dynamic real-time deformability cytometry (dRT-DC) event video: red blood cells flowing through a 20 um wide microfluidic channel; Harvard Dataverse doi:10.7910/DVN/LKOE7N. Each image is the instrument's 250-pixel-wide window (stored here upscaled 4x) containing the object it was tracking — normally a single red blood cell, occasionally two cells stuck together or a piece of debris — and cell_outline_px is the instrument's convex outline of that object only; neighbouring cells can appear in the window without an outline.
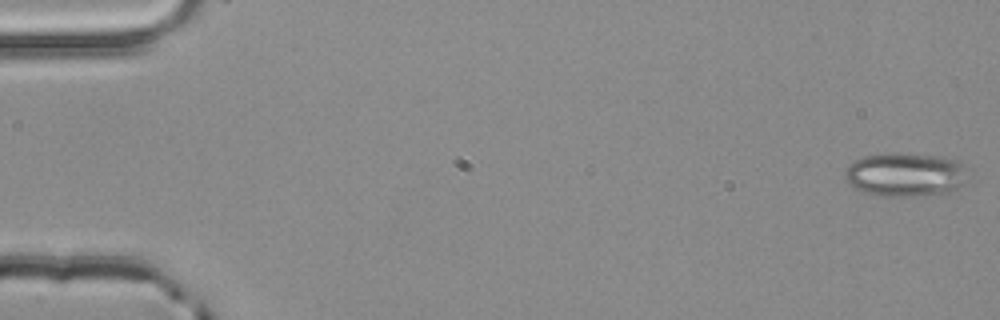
{"species": "common noctule bat (a hibernating species)", "species_latin": "Nyctalus noctula", "temperature_condition": "room temperature", "stored_images_in_passage": 4, "camera_frame_rate_fps": 3000, "um_per_image_px": 0.085, "animal": {"sex": "male", "body_mass_g": 20.4}, "frame": {"image": 1, "passage_image": 1, "time_ms": 0.0, "image_size_px": [1000, 320], "cell_outline_px": [[964, 164], [960, 184], [956, 188], [948, 192], [924, 196], [876, 196], [852, 188], [848, 184], [844, 176], [844, 172], [848, 164], [852, 160], [864, 156], [888, 152], [896, 152], [940, 156], [960, 160]], "centroid_in_image_um": [76.83, 14.82], "position_along_channel_um": 8.2, "area_um2": 31.67}}
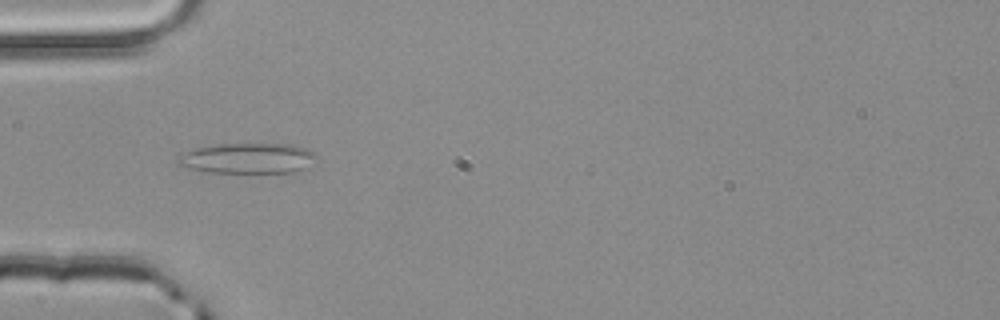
{"frame": {"image": 2, "passage_image": 4, "time_ms": 1.0, "image_size_px": [1000, 320], "cell_outline_px": [[316, 156], [304, 168], [292, 172], [208, 172], [184, 168], [176, 164], [176, 160], [180, 156], [192, 148], [220, 144], [292, 144], [308, 148]], "centroid_in_image_um": [20.98, 13.45], "position_along_channel_um": 64.0, "area_um2": 24.39}}